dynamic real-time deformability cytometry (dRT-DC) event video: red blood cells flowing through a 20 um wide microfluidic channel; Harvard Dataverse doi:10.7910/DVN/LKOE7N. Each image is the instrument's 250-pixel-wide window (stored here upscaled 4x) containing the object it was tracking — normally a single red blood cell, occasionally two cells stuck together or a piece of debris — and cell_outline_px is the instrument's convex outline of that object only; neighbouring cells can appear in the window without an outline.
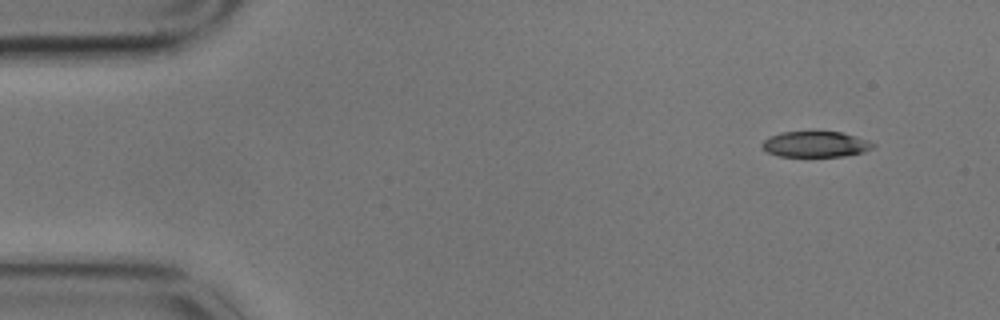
{"species": "common noctule bat (a hibernating species)", "species_latin": "Nyctalus noctula", "temperature_condition": "cold", "stored_images_in_passage": 10, "camera_frame_rate_fps": 3000, "um_per_image_px": 0.085, "animal": {"sex": "male", "body_mass_g": 17.9}, "frame": {"image": 1, "passage_image": 1, "time_ms": 0.0, "image_size_px": [1000, 320], "cell_outline_px": [[876, 144], [872, 148], [864, 152], [844, 156], [780, 156], [768, 152], [760, 144], [768, 136], [780, 132], [840, 132], [856, 136], [868, 140]], "centroid_in_image_um": [69.32, 12.26], "position_along_channel_um": 15.7, "area_um2": 16.59}}
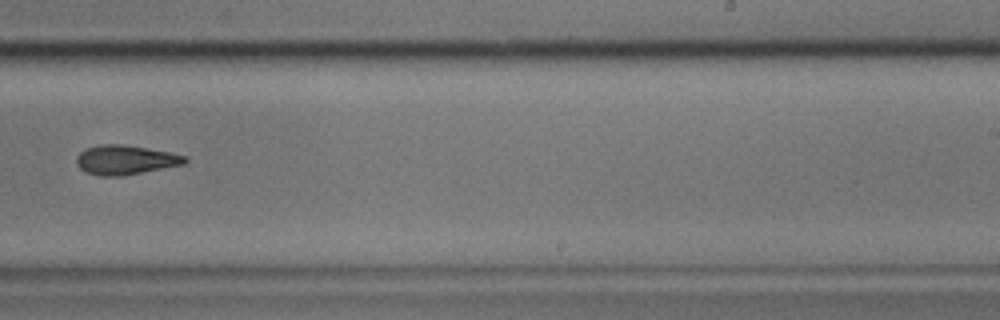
{"frame": {"image": 2, "passage_image": 9, "time_ms": 2.667, "image_size_px": [1000, 320], "cell_outline_px": [[188, 160], [184, 164], [124, 176], [100, 176], [84, 172], [76, 164], [76, 156], [84, 148], [100, 144], [124, 144], [168, 152], [188, 156]], "centroid_in_image_um": [10.63, 13.59], "position_along_channel_um": 278.4, "area_um2": 18.79}}
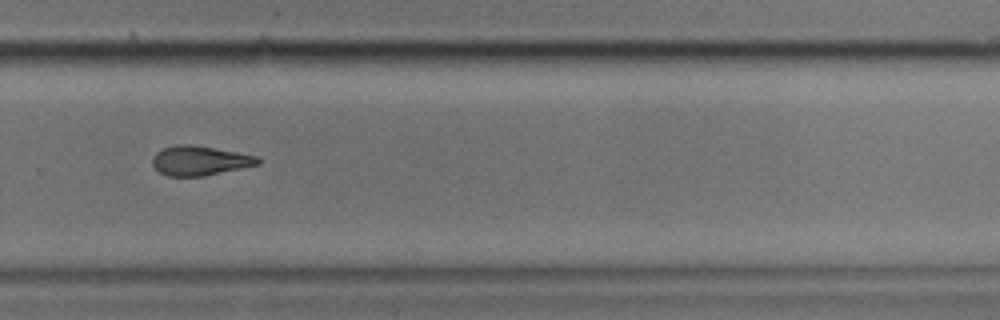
{"frame": {"image": 3, "passage_image": 10, "time_ms": 3.0, "image_size_px": [1000, 320], "cell_outline_px": [[260, 164], [204, 176], [168, 176], [160, 172], [152, 164], [152, 156], [156, 152], [164, 148], [176, 144], [192, 144], [236, 152], [256, 156], [260, 160]], "centroid_in_image_um": [16.95, 13.65], "position_along_channel_um": 312.9, "area_um2": 18.03}}